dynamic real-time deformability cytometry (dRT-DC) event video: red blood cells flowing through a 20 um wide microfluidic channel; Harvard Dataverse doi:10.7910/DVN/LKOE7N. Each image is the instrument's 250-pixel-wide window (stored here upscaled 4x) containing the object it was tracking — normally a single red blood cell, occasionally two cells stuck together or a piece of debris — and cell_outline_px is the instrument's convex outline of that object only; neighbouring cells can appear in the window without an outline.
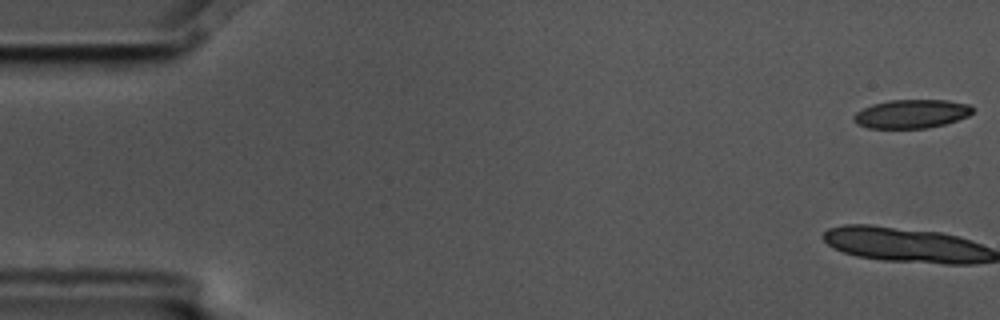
{"species": "common noctule bat (a hibernating species)", "species_latin": "Nyctalus noctula", "temperature_condition": "cold", "stored_images_in_passage": 6, "camera_frame_rate_fps": 3000, "um_per_image_px": 0.085, "animal": {"sex": "male", "body_mass_g": 17.5, "forearm_length_mm": 52.3}, "frame": {"image": 1, "passage_image": 1, "time_ms": 0.0, "image_size_px": [1000, 320], "cell_outline_px": [[972, 112], [968, 116], [944, 124], [928, 128], [868, 128], [856, 124], [852, 120], [852, 116], [856, 112], [872, 104], [888, 100], [948, 100], [968, 104], [972, 108]], "centroid_in_image_um": [77.43, 9.68], "position_along_channel_um": 7.6, "area_um2": 19.88}}